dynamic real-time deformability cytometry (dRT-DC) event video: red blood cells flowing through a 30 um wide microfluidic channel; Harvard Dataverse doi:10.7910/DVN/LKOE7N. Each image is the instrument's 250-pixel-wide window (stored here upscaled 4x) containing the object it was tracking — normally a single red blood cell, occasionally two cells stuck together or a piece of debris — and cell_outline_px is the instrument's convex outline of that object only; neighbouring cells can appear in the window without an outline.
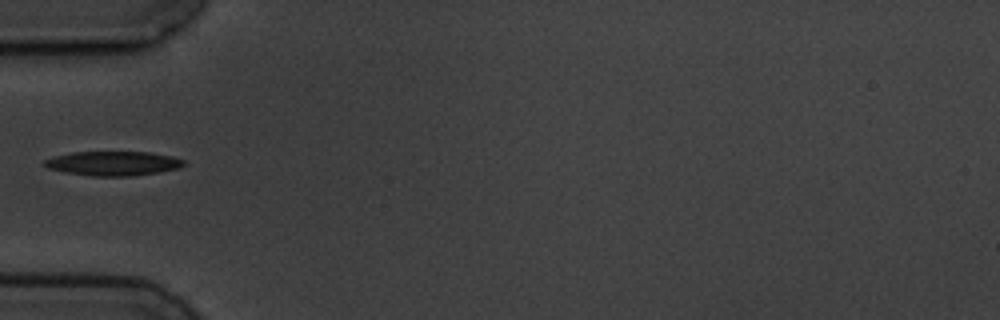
{"species": "common noctule bat (a hibernating species)", "species_latin": "Nyctalus noctula", "temperature_condition": "cold", "stored_images_in_passage": 6, "camera_frame_rate_fps": 3000, "um_per_image_px": 0.085, "animal": {"sex": "male", "body_mass_g": 19.5, "forearm_length_mm": 54.6}, "frame": {"image": 1, "passage_image": 6, "time_ms": 5.667, "image_size_px": [1000, 320], "cell_outline_px": [[184, 164], [180, 168], [160, 172], [136, 176], [92, 176], [64, 172], [48, 168], [40, 164], [44, 160], [56, 156], [72, 152], [148, 152], [172, 156], [184, 160]], "centroid_in_image_um": [9.61, 13.9], "position_along_channel_um": 75.4, "area_um2": 19.88}}